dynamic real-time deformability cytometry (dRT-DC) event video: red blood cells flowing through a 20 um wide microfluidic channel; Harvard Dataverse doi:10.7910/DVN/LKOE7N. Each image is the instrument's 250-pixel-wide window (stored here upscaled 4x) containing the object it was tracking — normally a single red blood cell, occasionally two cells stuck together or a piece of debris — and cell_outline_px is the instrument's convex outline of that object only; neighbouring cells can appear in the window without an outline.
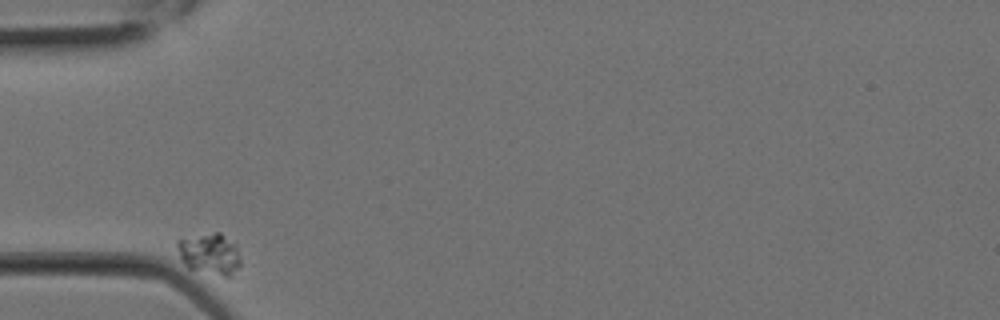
{"species": "Egyptian fruit bat (a non-hibernating species)", "species_latin": "Rousettus aegyptiacus", "temperature_condition": "room temperature", "stored_images_in_passage": 3, "camera_frame_rate_fps": 3000, "um_per_image_px": 0.085, "animal": {"sex": "female"}, "frame": {"image": 1, "passage_image": 3, "time_ms": 0.667, "image_size_px": [1000, 320], "cell_outline_px": [[240, 264], [232, 276], [224, 276], [188, 268], [180, 260], [176, 244], [176, 240], [216, 232], [220, 232], [236, 244], [240, 256]], "centroid_in_image_um": [17.83, 21.58], "position_along_channel_um": 67.2, "area_um2": 15.2}}